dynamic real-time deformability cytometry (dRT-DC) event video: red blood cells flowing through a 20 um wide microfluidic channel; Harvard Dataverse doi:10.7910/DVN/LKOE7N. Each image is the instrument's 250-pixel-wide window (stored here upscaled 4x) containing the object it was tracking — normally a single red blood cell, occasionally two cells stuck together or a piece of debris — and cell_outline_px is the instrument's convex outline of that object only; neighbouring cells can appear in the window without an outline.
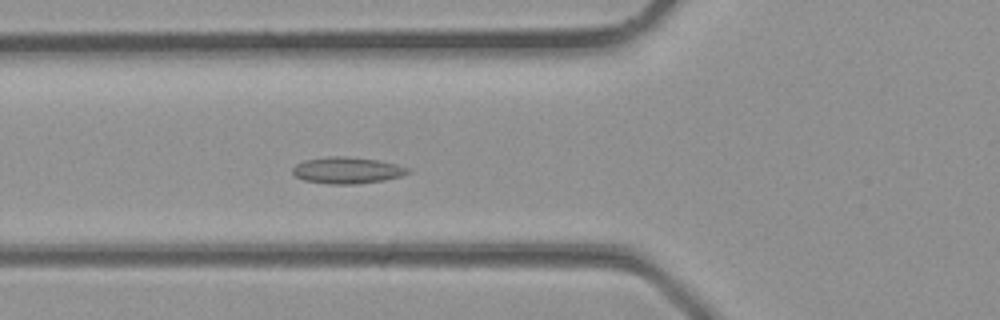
{"species": "common noctule bat (a hibernating species)", "species_latin": "Nyctalus noctula", "temperature_condition": "room temperature", "stored_images_in_passage": 28, "camera_frame_rate_fps": 3000, "um_per_image_px": 0.085, "animal": {"sex": "male", "body_mass_g": 23.1, "forearm_length_mm": 52.7}, "frame": {"image": 1, "passage_image": 6, "time_ms": 1.667, "image_size_px": [1000, 320], "cell_outline_px": [[412, 172], [400, 176], [384, 180], [356, 184], [328, 184], [304, 180], [296, 176], [292, 172], [292, 168], [296, 164], [304, 160], [328, 156], [348, 156], [380, 160], [396, 164], [408, 168]], "centroid_in_image_um": [29.5, 14.47], "position_along_channel_um": 96.3, "area_um2": 17.92}}
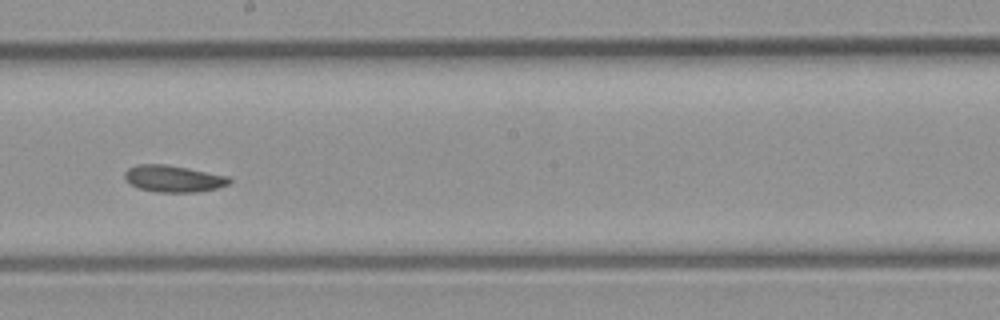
{"frame": {"image": 2, "passage_image": 13, "time_ms": 4.0, "image_size_px": [1000, 320], "cell_outline_px": [[232, 180], [228, 184], [216, 188], [200, 192], [156, 192], [140, 188], [132, 184], [124, 176], [124, 172], [128, 168], [136, 164], [164, 164], [188, 168], [228, 176]], "centroid_in_image_um": [14.75, 15.18], "position_along_channel_um": 233.5, "area_um2": 16.18}}
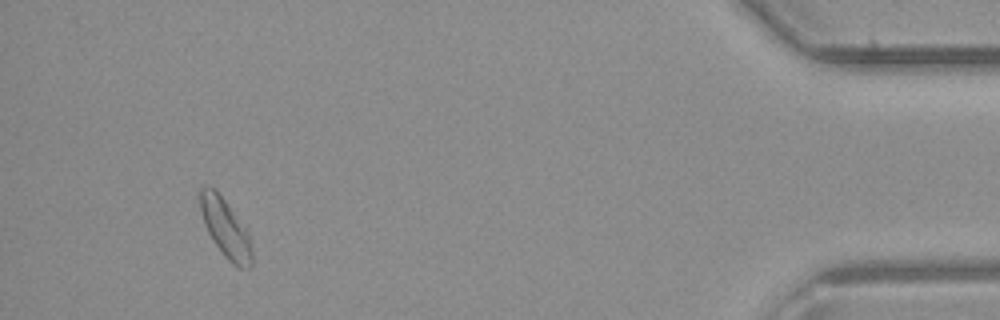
{"frame": {"image": 3, "passage_image": 26, "time_ms": 8.333, "image_size_px": [1000, 320], "cell_outline_px": [[252, 264], [248, 268], [240, 268], [232, 264], [228, 260], [216, 244], [208, 232], [204, 224], [200, 212], [200, 188], [216, 188], [248, 232], [252, 252]], "centroid_in_image_um": [19.17, 19.4], "position_along_channel_um": 416.0, "area_um2": 17.34}}